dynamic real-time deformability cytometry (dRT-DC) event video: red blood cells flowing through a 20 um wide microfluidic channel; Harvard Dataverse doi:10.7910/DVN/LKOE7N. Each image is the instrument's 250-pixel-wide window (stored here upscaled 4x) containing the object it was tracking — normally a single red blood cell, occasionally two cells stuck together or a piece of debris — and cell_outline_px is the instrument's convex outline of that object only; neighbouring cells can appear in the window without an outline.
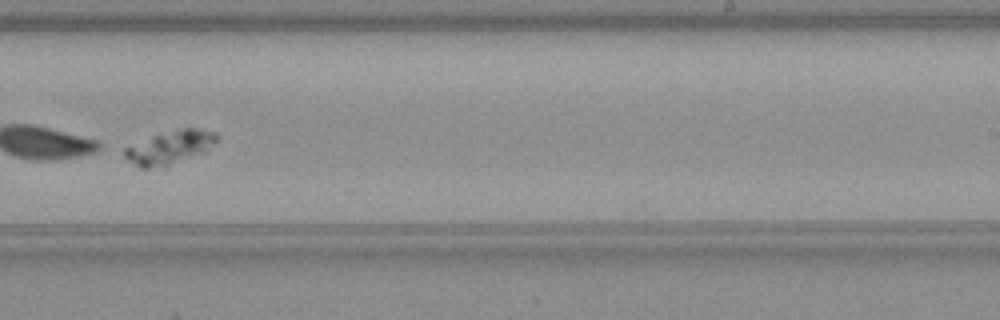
{"species": "common noctule bat (a hibernating species)", "species_latin": "Nyctalus noctula", "temperature_condition": "warm", "stored_images_in_passage": 52, "camera_frame_rate_fps": 3000, "um_per_image_px": 0.085, "animal": {"sex": "male", "body_mass_g": 23.1, "forearm_length_mm": 52.7}, "frame": {"image": 1, "passage_image": 32, "time_ms": 10.333, "image_size_px": [1000, 320], "cell_outline_px": [[220, 136], [204, 152], [168, 164], [148, 168], [140, 168], [124, 156], [124, 148], [156, 136], [184, 128], [196, 128], [216, 132]], "centroid_in_image_um": [14.47, 12.52], "position_along_channel_um": 274.5, "area_um2": 16.88}}